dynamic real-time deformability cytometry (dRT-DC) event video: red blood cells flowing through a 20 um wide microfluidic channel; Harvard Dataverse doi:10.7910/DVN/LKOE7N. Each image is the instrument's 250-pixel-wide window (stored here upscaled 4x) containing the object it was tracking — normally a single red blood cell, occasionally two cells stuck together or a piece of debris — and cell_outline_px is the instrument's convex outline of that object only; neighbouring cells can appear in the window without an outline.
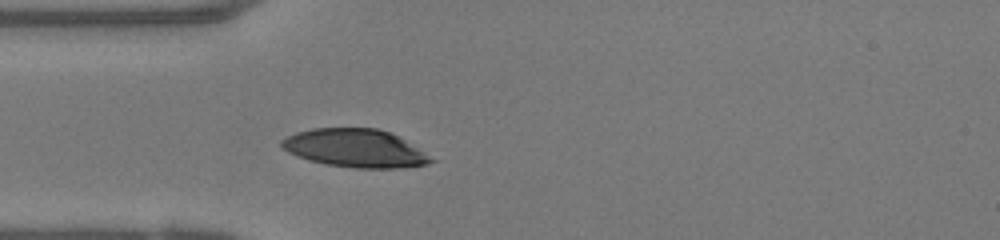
{"species": "human", "species_latin": "Homo sapiens", "temperature_condition": "warm", "stored_images_in_passage": 28, "camera_frame_rate_fps": 3000, "um_per_image_px": 0.085, "donor": {"sex": "female"}, "frame": {"image": 1, "passage_image": 1, "time_ms": 0.0, "image_size_px": [1000, 240], "cell_outline_px": [[436, 160], [428, 164], [400, 168], [352, 168], [324, 164], [308, 160], [296, 156], [280, 148], [280, 140], [296, 132], [312, 128], [376, 128], [388, 132], [404, 140]], "centroid_in_image_um": [30.12, 12.61], "position_along_channel_um": 54.9, "area_um2": 33.18}}
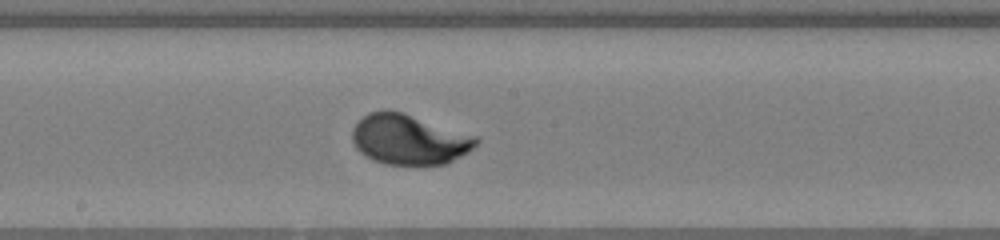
{"frame": {"image": 2, "passage_image": 13, "time_ms": 4.0, "image_size_px": [1000, 240], "cell_outline_px": [[480, 140], [468, 152], [448, 164], [384, 164], [372, 160], [364, 156], [356, 148], [352, 140], [352, 128], [368, 112], [384, 108], [404, 112], [480, 136]], "centroid_in_image_um": [34.79, 11.83], "position_along_channel_um": 213.4, "area_um2": 36.88}}
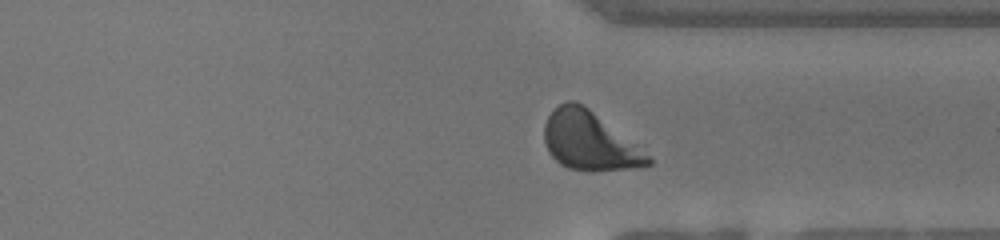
{"frame": {"image": 3, "passage_image": 24, "time_ms": 7.667, "image_size_px": [1000, 240], "cell_outline_px": [[652, 164], [636, 168], [596, 172], [588, 172], [568, 168], [560, 164], [548, 152], [544, 140], [544, 124], [548, 116], [560, 104], [568, 100], [576, 100], [584, 104], [648, 156], [652, 160]], "centroid_in_image_um": [50.04, 12.01], "position_along_channel_um": 361.4, "area_um2": 35.08}, "authors_computed_cell_mechanics": {"area_um2": 35.4892, "velocity_mm_per_s": 4.0517, "shape_relaxation_time_tau1_ms": 2.3448, "shape_relaxation_time_tau2_ms": null, "deformation_change_tau1": 0.1653, "deformation_change_tau2": null}}